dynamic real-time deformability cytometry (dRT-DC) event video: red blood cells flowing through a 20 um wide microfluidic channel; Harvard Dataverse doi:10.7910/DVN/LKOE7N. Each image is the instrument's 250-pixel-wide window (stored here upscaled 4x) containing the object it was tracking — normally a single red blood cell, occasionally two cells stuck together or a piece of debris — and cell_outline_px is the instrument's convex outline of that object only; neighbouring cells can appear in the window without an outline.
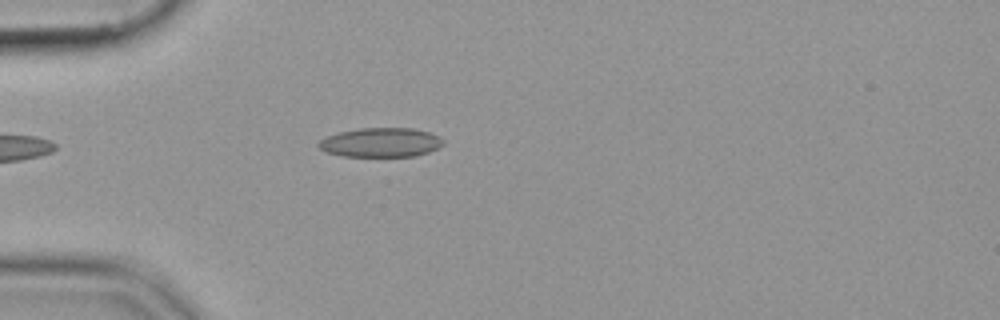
{"species": "common noctule bat (a hibernating species)", "species_latin": "Nyctalus noctula", "temperature_condition": "cold", "stored_images_in_passage": 43, "camera_frame_rate_fps": 3000, "um_per_image_px": 0.085, "animal": {"sex": "female", "body_mass_g": 19.9}, "frame": {"image": 1, "passage_image": 7, "time_ms": 2.0, "image_size_px": [1000, 320], "cell_outline_px": [[444, 144], [428, 152], [416, 156], [340, 156], [324, 152], [316, 144], [324, 136], [340, 132], [360, 128], [412, 128], [428, 132], [440, 136], [444, 140]], "centroid_in_image_um": [32.33, 12.11], "position_along_channel_um": 52.7, "area_um2": 21.39}}
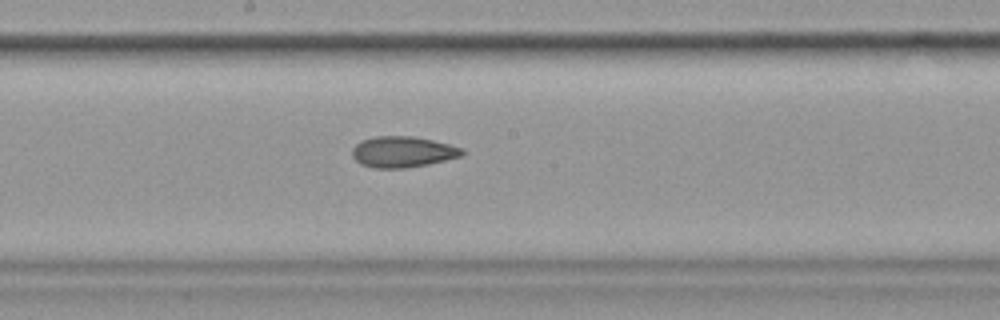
{"frame": {"image": 2, "passage_image": 21, "time_ms": 6.667, "image_size_px": [1000, 320], "cell_outline_px": [[464, 156], [428, 164], [404, 168], [376, 168], [360, 164], [352, 156], [352, 148], [360, 140], [376, 136], [412, 136], [432, 140], [448, 144], [460, 148], [464, 152]], "centroid_in_image_um": [34.2, 12.91], "position_along_channel_um": 214.0, "area_um2": 19.83}}
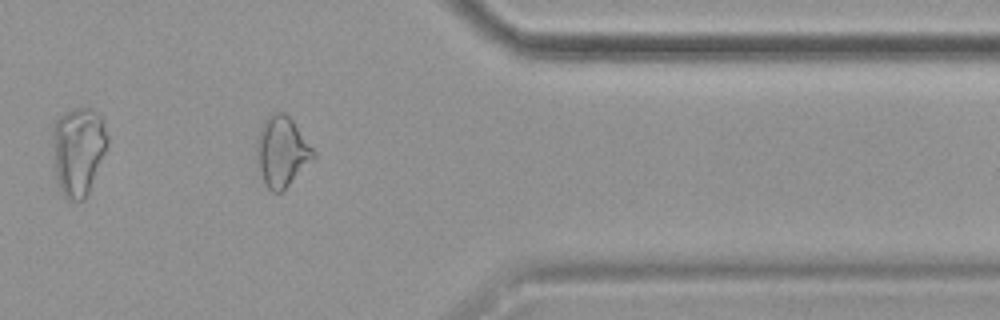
{"frame": {"image": 3, "passage_image": 36, "time_ms": 11.667, "image_size_px": [1000, 320], "cell_outline_px": [[316, 156], [284, 192], [272, 192], [264, 184], [256, 164], [256, 140], [260, 128], [264, 120], [272, 112], [284, 112], [292, 120], [316, 152]], "centroid_in_image_um": [23.94, 12.92], "position_along_channel_um": 387.5, "area_um2": 23.64}}